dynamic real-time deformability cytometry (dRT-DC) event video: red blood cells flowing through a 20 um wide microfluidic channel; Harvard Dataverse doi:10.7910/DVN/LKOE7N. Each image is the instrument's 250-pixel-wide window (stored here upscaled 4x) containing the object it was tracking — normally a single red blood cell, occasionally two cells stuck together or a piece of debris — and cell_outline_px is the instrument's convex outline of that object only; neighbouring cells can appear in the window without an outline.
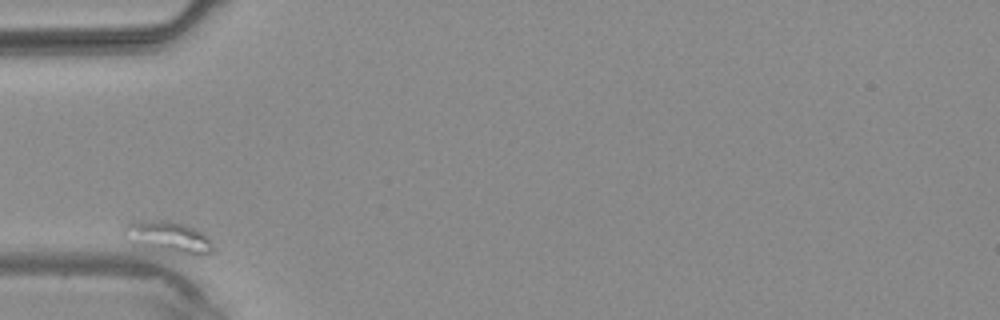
{"species": "common noctule bat (a hibernating species)", "species_latin": "Nyctalus noctula", "temperature_condition": "warm", "stored_images_in_passage": 2, "camera_frame_rate_fps": 3000, "um_per_image_px": 0.085, "animal": {"sex": "male", "body_mass_g": 20.4}, "frame": {"image": 1, "passage_image": 1, "time_ms": 0.0, "image_size_px": [1000, 320], "cell_outline_px": [[216, 252], [168, 252], [148, 248], [136, 244], [124, 232], [124, 224], [128, 220], [168, 220], [184, 224], [196, 228], [204, 232], [208, 236], [216, 248]], "centroid_in_image_um": [14.31, 20.09], "position_along_channel_um": 70.7, "area_um2": 16.18}}
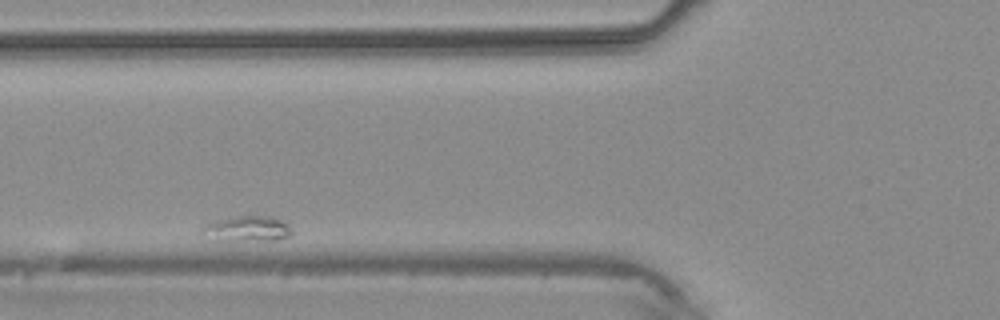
{"frame": {"image": 2, "passage_image": 2, "time_ms": 1.0, "image_size_px": [1000, 320], "cell_outline_px": [[292, 232], [288, 236], [276, 240], [216, 240], [200, 232], [200, 228], [204, 224], [212, 220], [236, 216], [272, 216], [284, 220], [292, 228]], "centroid_in_image_um": [21.0, 19.42], "position_along_channel_um": 104.8, "area_um2": 13.53}}